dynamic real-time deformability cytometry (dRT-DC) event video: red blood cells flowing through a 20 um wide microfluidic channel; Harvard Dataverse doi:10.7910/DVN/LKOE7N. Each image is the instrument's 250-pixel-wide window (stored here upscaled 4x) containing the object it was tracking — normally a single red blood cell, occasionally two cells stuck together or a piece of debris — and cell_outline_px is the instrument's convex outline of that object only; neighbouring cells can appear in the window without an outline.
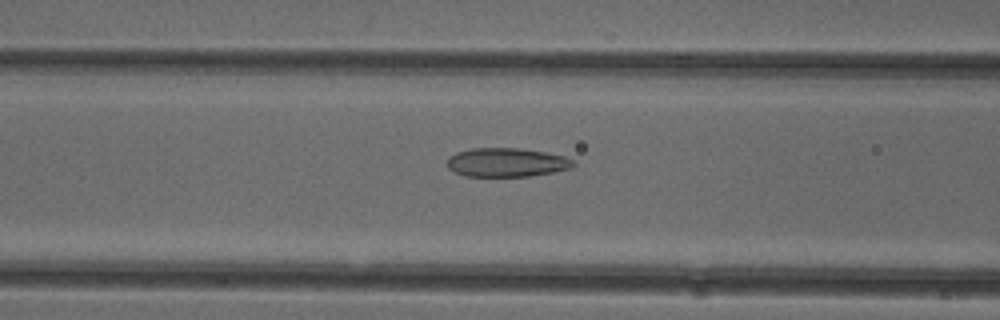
{"species": "common noctule bat (a hibernating species)", "species_latin": "Nyctalus noctula", "temperature_condition": "cold", "stored_images_in_passage": 52, "camera_frame_rate_fps": 3000, "um_per_image_px": 0.085, "animal": {"sex": "female"}, "frame": {"image": 1, "passage_image": 21, "time_ms": 6.667, "image_size_px": [1000, 320], "cell_outline_px": [[576, 164], [572, 168], [552, 172], [528, 176], [464, 176], [448, 168], [448, 156], [456, 152], [472, 148], [520, 148], [544, 152], [564, 156], [572, 160]], "centroid_in_image_um": [43.05, 13.8], "position_along_channel_um": 123.5, "area_um2": 21.15}}
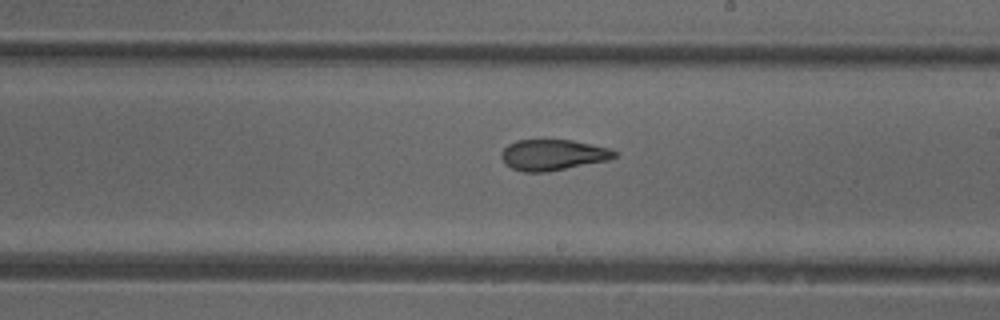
{"frame": {"image": 2, "passage_image": 30, "time_ms": 9.667, "image_size_px": [1000, 320], "cell_outline_px": [[616, 156], [608, 160], [548, 172], [524, 172], [512, 168], [504, 164], [500, 156], [500, 152], [508, 144], [516, 140], [572, 140], [612, 148], [616, 152]], "centroid_in_image_um": [46.97, 13.16], "position_along_channel_um": 242.0, "area_um2": 20.52}}
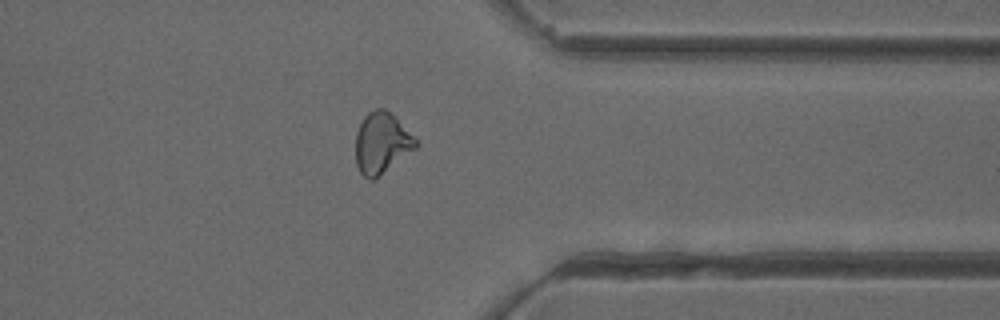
{"frame": {"image": 3, "passage_image": 41, "time_ms": 13.333, "image_size_px": [1000, 320], "cell_outline_px": [[420, 144], [416, 148], [372, 180], [368, 180], [360, 172], [356, 164], [356, 132], [364, 116], [368, 112], [376, 108], [384, 108]], "centroid_in_image_um": [32.4, 12.17], "position_along_channel_um": 379.0, "area_um2": 20.75}, "authors_computed_cell_mechanics": {"area_um2": 21.7328, "velocity_mm_per_s": 3.9396, "shape_relaxation_time_tau1_ms": null, "shape_relaxation_time_tau2_ms": 2.0803, "deformation_change_tau1": null, "deformation_change_tau2": 0.0998}}